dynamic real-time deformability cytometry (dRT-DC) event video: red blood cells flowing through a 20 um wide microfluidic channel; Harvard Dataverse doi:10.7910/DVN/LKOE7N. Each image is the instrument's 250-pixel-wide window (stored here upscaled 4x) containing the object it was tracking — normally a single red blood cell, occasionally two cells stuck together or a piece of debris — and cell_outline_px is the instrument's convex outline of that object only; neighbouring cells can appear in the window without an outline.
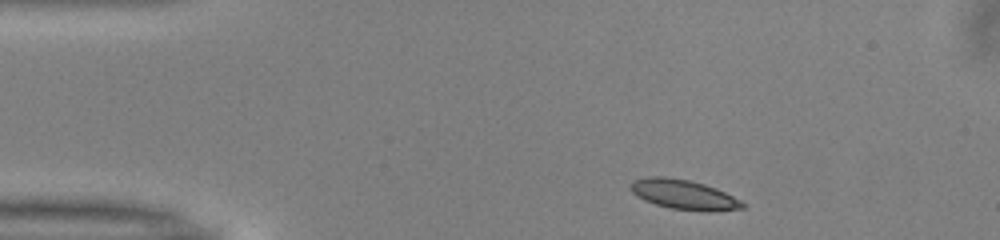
{"species": "common noctule bat (a hibernating species)", "species_latin": "Nyctalus noctula", "temperature_condition": "warm", "stored_images_in_passage": 44, "camera_frame_rate_fps": 3000, "um_per_image_px": 0.085, "animal": {"sex": "male", "body_mass_g": 13.0, "forearm_length_mm": 53.1}, "frame": {"image": 1, "passage_image": 1, "time_ms": 0.0, "image_size_px": [1000, 240], "cell_outline_px": [[744, 208], [708, 212], [704, 212], [672, 208], [656, 204], [644, 200], [636, 196], [632, 192], [632, 180], [648, 176], [664, 176], [688, 180], [704, 184], [716, 188], [740, 200], [744, 204]], "centroid_in_image_um": [58.11, 16.54], "position_along_channel_um": 26.9, "area_um2": 19.25}}
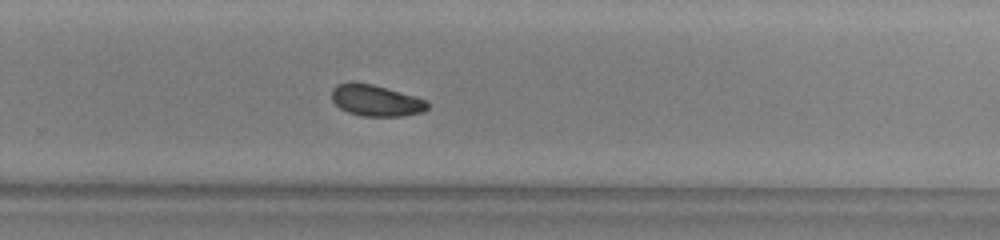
{"frame": {"image": 2, "passage_image": 26, "time_ms": 8.333, "image_size_px": [1000, 240], "cell_outline_px": [[428, 108], [424, 112], [400, 116], [360, 116], [348, 112], [340, 108], [332, 100], [332, 88], [336, 84], [372, 84], [416, 96], [428, 100]], "centroid_in_image_um": [32.0, 8.57], "position_along_channel_um": 297.8, "area_um2": 17.28}}
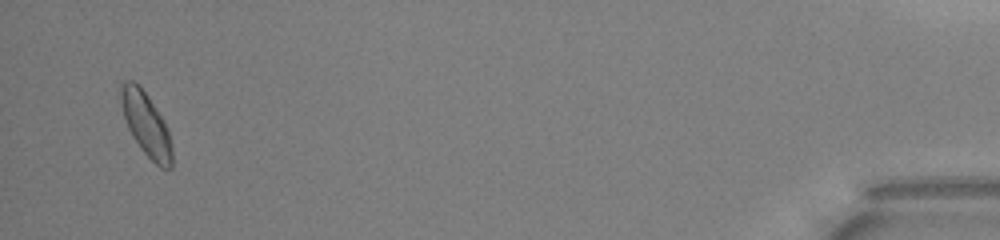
{"frame": {"image": 3, "passage_image": 42, "time_ms": 13.667, "image_size_px": [1000, 240], "cell_outline_px": [[172, 168], [160, 168], [140, 148], [132, 136], [128, 128], [124, 116], [120, 100], [120, 80], [132, 80], [148, 96], [164, 120], [168, 128], [172, 148]], "centroid_in_image_um": [12.41, 10.56], "position_along_channel_um": 422.8, "area_um2": 18.9}, "authors_computed_cell_mechanics": {"area_um2": 18.0336, "velocity_mm_per_s": 4.0012, "shape_relaxation_time_tau1_ms": 5.5956, "shape_relaxation_time_tau2_ms": 3.872, "deformation_change_tau1": 0.1254, "deformation_change_tau2": 0.0595}}